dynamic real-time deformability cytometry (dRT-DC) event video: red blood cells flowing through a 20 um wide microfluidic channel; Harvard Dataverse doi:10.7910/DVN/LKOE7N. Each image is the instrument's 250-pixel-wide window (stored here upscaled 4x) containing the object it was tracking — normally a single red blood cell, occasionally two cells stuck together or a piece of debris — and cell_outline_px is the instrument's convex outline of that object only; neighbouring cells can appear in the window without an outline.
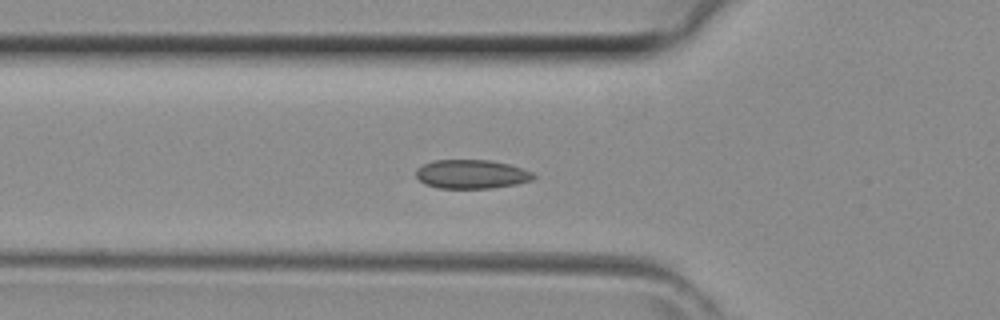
{"species": "common noctule bat (a hibernating species)", "species_latin": "Nyctalus noctula", "temperature_condition": "room temperature", "stored_images_in_passage": 28, "camera_frame_rate_fps": 3000, "um_per_image_px": 0.085, "animal": {"sex": "female", "body_mass_g": 29.2, "forearm_length_mm": 56.3}, "frame": {"image": 1, "passage_image": 6, "time_ms": 1.667, "image_size_px": [1000, 320], "cell_outline_px": [[536, 176], [532, 180], [516, 184], [492, 188], [440, 188], [424, 184], [416, 176], [416, 168], [432, 160], [492, 160], [508, 164], [532, 172]], "centroid_in_image_um": [40.06, 14.8], "position_along_channel_um": 85.7, "area_um2": 19.77}}
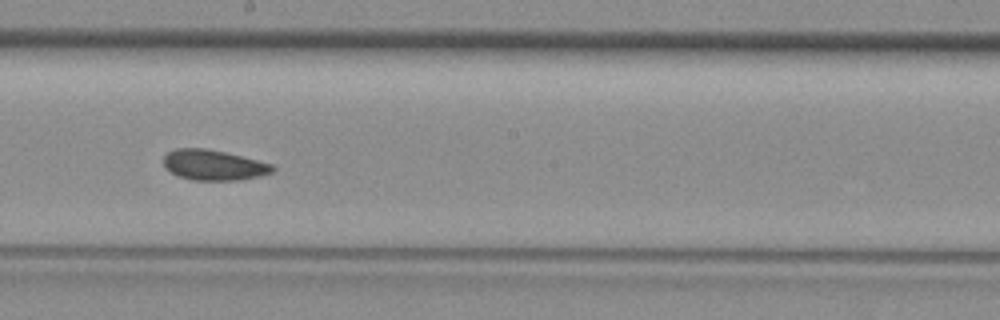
{"frame": {"image": 2, "passage_image": 15, "time_ms": 4.667, "image_size_px": [1000, 320], "cell_outline_px": [[276, 168], [272, 172], [260, 176], [240, 180], [192, 180], [176, 176], [164, 168], [164, 156], [168, 152], [176, 148], [204, 148], [224, 152], [272, 164]], "centroid_in_image_um": [18.12, 14.04], "position_along_channel_um": 230.1, "area_um2": 19.31}}
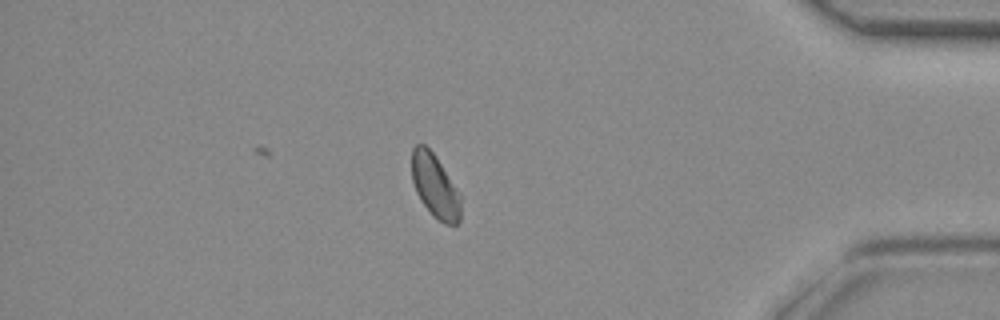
{"frame": {"image": 3, "passage_image": 28, "time_ms": 9.0, "image_size_px": [1000, 320], "cell_outline_px": [[460, 220], [456, 224], [444, 224], [432, 216], [420, 200], [416, 192], [412, 180], [412, 148], [416, 144], [424, 144], [432, 152], [460, 192]], "centroid_in_image_um": [36.97, 15.84], "position_along_channel_um": 398.2, "area_um2": 18.09}}